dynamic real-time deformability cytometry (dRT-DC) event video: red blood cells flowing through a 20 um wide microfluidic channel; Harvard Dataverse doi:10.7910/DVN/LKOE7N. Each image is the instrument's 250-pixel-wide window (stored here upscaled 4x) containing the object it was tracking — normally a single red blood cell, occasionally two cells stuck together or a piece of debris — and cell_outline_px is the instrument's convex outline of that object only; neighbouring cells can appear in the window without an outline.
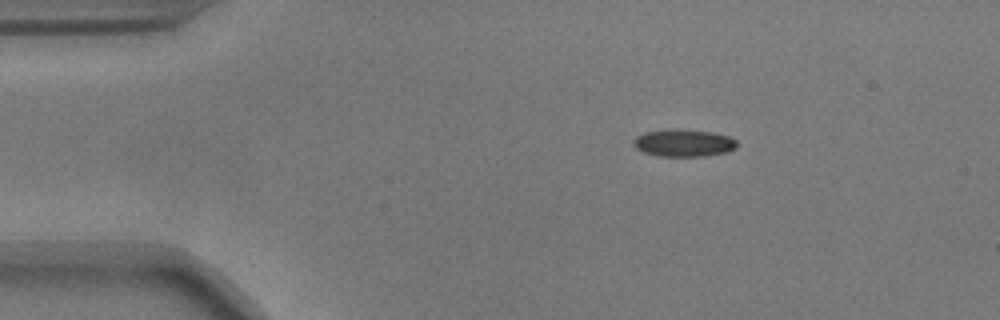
{"species": "common noctule bat (a hibernating species)", "species_latin": "Nyctalus noctula", "temperature_condition": "warm", "stored_images_in_passage": 47, "camera_frame_rate_fps": 3000, "um_per_image_px": 0.085, "animal": {"sex": "male", "body_mass_g": 17.9}, "frame": {"image": 1, "passage_image": 1, "time_ms": 0.0, "image_size_px": [1000, 320], "cell_outline_px": [[736, 148], [728, 152], [704, 156], [656, 156], [644, 152], [636, 148], [632, 144], [632, 140], [636, 136], [644, 132], [672, 128], [676, 128], [712, 132], [728, 136], [736, 140]], "centroid_in_image_um": [58.08, 12.14], "position_along_channel_um": 26.9, "area_um2": 16.7}}
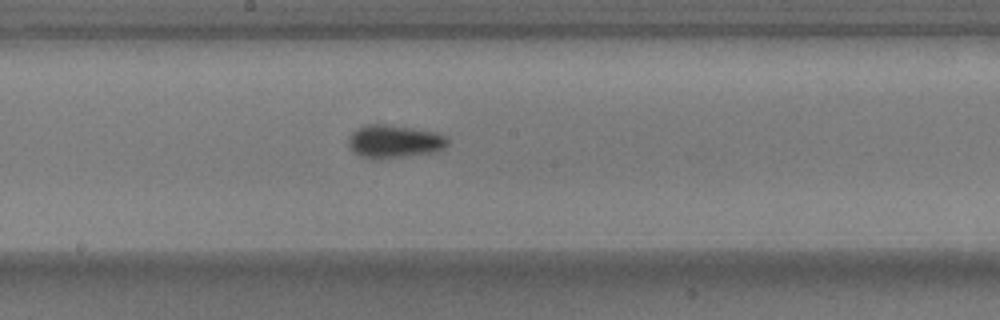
{"frame": {"image": 2, "passage_image": 21, "time_ms": 6.667, "image_size_px": [1000, 320], "cell_outline_px": [[448, 144], [444, 148], [436, 152], [372, 160], [360, 156], [352, 152], [348, 144], [348, 136], [356, 128], [368, 124], [388, 124], [436, 132], [444, 136], [448, 140]], "centroid_in_image_um": [33.46, 12.03], "position_along_channel_um": 214.7, "area_um2": 19.31}}
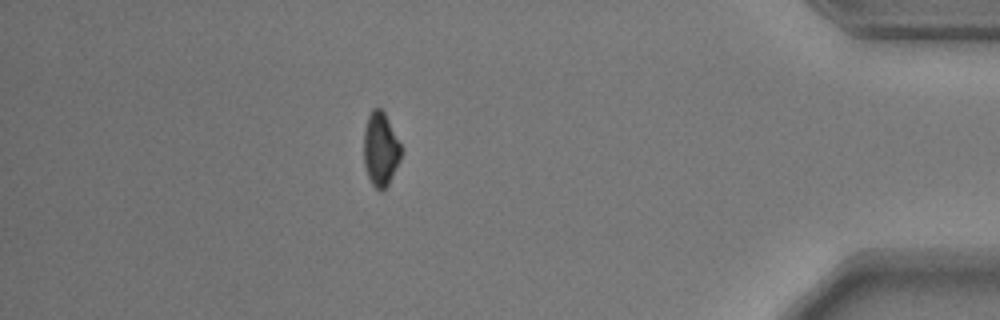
{"frame": {"image": 3, "passage_image": 40, "time_ms": 13.0, "image_size_px": [1000, 320], "cell_outline_px": [[400, 160], [388, 184], [380, 192], [372, 184], [368, 176], [364, 164], [364, 132], [368, 116], [372, 108], [380, 108], [384, 112], [400, 144]], "centroid_in_image_um": [32.33, 12.68], "position_along_channel_um": 402.9, "area_um2": 15.72}, "authors_computed_cell_mechanics": {"area_um2": 16.7042, "velocity_mm_per_s": 3.6679, "shape_relaxation_time_tau1_ms": 2.4284, "shape_relaxation_time_tau2_ms": 5.5888, "deformation_change_tau1": 0.0966, "deformation_change_tau2": 0.1051}}